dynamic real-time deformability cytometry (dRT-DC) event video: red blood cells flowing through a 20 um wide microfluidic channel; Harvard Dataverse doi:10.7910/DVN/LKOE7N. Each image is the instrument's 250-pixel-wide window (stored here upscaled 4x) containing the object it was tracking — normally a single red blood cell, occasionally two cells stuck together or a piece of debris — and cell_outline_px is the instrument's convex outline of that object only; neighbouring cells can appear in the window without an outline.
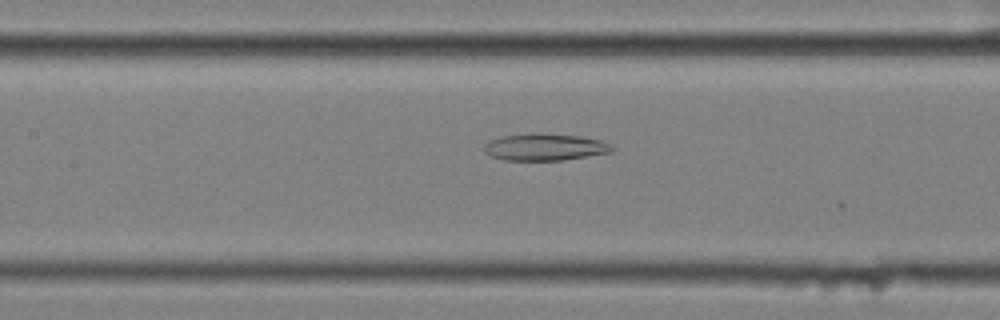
{"species": "common noctule bat (a hibernating species)", "species_latin": "Nyctalus noctula", "temperature_condition": "cold", "stored_images_in_passage": 58, "camera_frame_rate_fps": 3000, "um_per_image_px": 0.085, "animal": {"sex": "female", "body_mass_g": 25.1}, "frame": {"image": 1, "passage_image": 27, "time_ms": 8.667, "image_size_px": [1000, 320], "cell_outline_px": [[612, 152], [564, 160], [504, 160], [492, 156], [484, 152], [484, 144], [500, 136], [536, 132], [540, 132], [580, 136], [600, 140], [612, 144]], "centroid_in_image_um": [46.31, 12.49], "position_along_channel_um": 161.1, "area_um2": 20.23}}
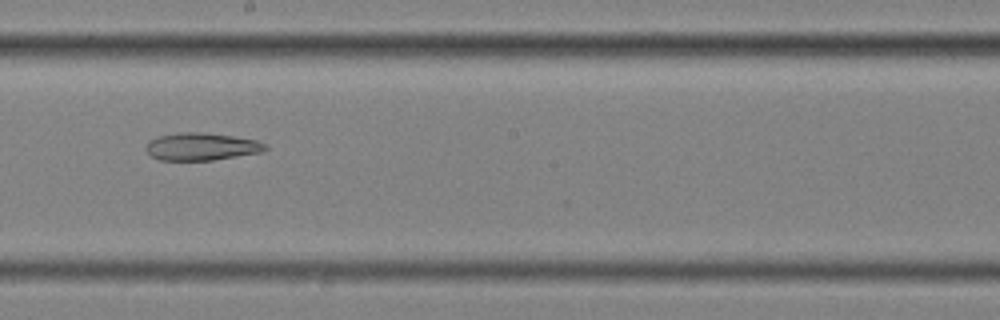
{"frame": {"image": 2, "passage_image": 33, "time_ms": 10.667, "image_size_px": [1000, 320], "cell_outline_px": [[268, 148], [264, 152], [212, 160], [160, 160], [152, 156], [144, 148], [148, 140], [156, 136], [180, 132], [204, 132], [232, 136], [256, 140], [268, 144]], "centroid_in_image_um": [17.13, 12.45], "position_along_channel_um": 231.1, "area_um2": 19.36}}
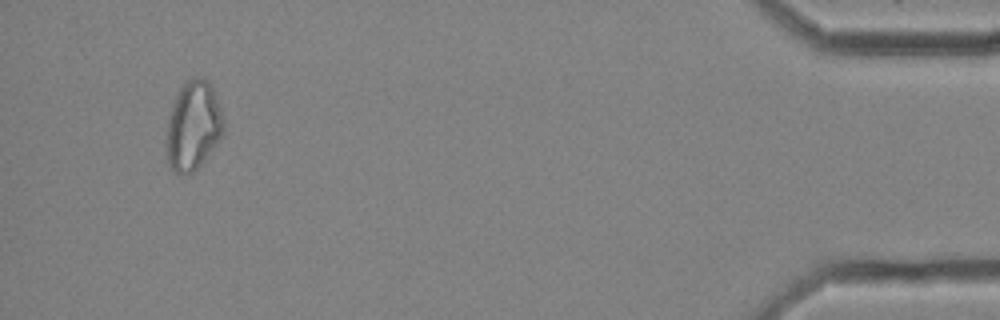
{"frame": {"image": 3, "passage_image": 55, "time_ms": 18.0, "image_size_px": [1000, 320], "cell_outline_px": [[224, 132], [204, 160], [192, 172], [180, 176], [176, 176], [168, 164], [168, 120], [172, 104], [180, 88], [188, 80], [196, 76], [200, 76], [208, 80], [216, 96], [224, 120]], "centroid_in_image_um": [16.43, 10.69], "position_along_channel_um": 418.8, "area_um2": 29.3}}